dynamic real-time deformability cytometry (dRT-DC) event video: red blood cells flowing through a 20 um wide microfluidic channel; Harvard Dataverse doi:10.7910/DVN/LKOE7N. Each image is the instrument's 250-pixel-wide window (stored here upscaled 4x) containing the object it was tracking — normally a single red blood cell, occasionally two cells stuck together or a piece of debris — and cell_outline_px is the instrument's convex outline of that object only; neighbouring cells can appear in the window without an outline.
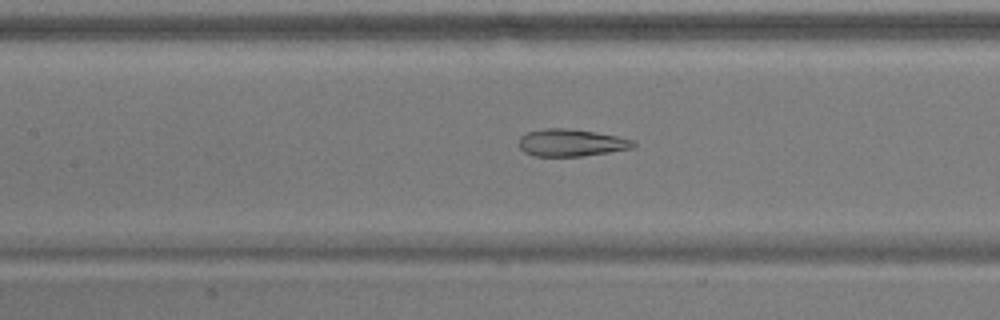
{"species": "common noctule bat (a hibernating species)", "species_latin": "Nyctalus noctula", "temperature_condition": "warm", "stored_images_in_passage": 53, "camera_frame_rate_fps": 3000, "um_per_image_px": 0.085, "animal": {"sex": "male", "body_mass_g": 17.9}, "frame": {"image": 1, "passage_image": 23, "time_ms": 7.333, "image_size_px": [1000, 320], "cell_outline_px": [[636, 144], [632, 148], [608, 152], [580, 156], [532, 156], [524, 152], [520, 148], [520, 136], [528, 132], [544, 128], [568, 128], [596, 132], [616, 136], [632, 140]], "centroid_in_image_um": [48.52, 12.13], "position_along_channel_um": 158.9, "area_um2": 18.03}}
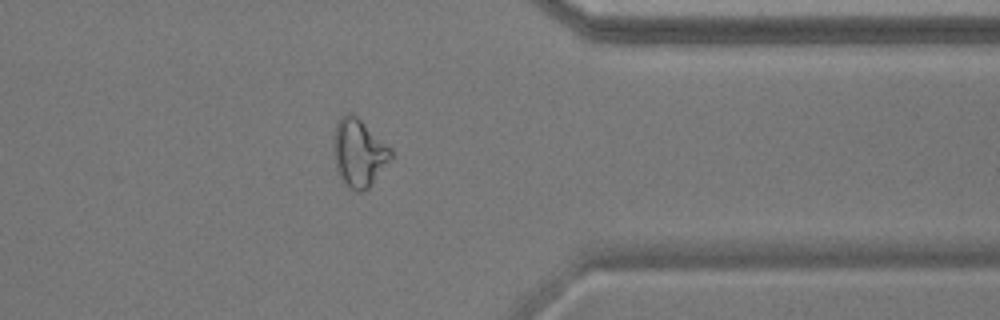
{"frame": {"image": 2, "passage_image": 42, "time_ms": 13.667, "image_size_px": [1000, 320], "cell_outline_px": [[392, 156], [368, 188], [364, 192], [356, 192], [344, 184], [336, 168], [332, 152], [332, 148], [336, 124], [340, 116], [348, 112], [352, 112], [392, 148]], "centroid_in_image_um": [30.47, 12.97], "position_along_channel_um": 380.9, "area_um2": 22.72}}
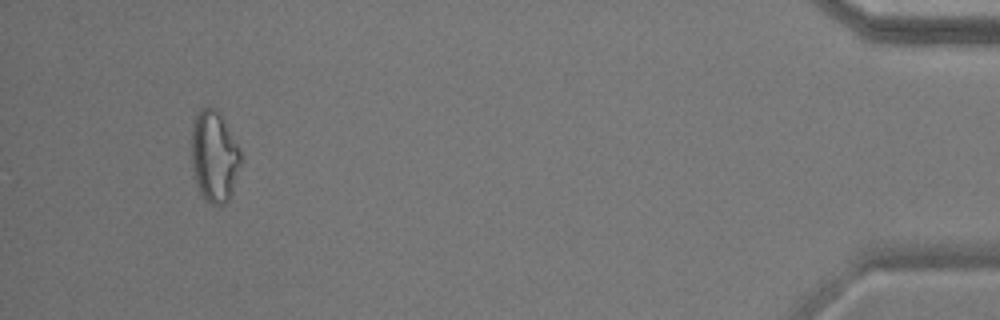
{"frame": {"image": 3, "passage_image": 50, "time_ms": 16.333, "image_size_px": [1000, 320], "cell_outline_px": [[240, 164], [232, 192], [228, 200], [224, 204], [212, 204], [200, 192], [196, 184], [192, 160], [192, 124], [196, 112], [204, 104], [208, 104], [224, 120], [240, 148]], "centroid_in_image_um": [18.2, 13.24], "position_along_channel_um": 417.0, "area_um2": 25.95}, "authors_computed_cell_mechanics": {"area_um2": 23.6402, "velocity_mm_per_s": 3.6835, "shape_relaxation_time_tau1_ms": null, "shape_relaxation_time_tau2_ms": 1.7146, "deformation_change_tau1": null, "deformation_change_tau2": 0.0957}}